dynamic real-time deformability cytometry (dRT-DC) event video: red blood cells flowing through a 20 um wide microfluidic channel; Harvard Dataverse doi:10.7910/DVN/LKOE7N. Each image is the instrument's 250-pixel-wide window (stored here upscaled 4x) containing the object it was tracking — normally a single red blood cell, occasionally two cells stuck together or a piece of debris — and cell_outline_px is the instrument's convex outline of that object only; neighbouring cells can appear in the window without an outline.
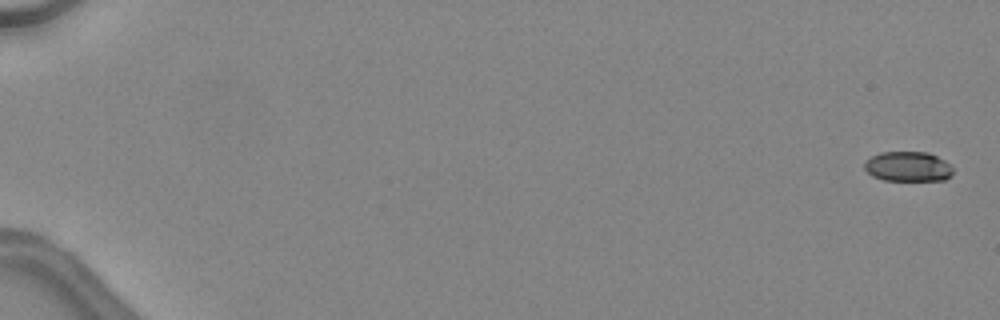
{"species": "common noctule bat (a hibernating species)", "species_latin": "Nyctalus noctula", "temperature_condition": "warm", "stored_images_in_passage": 48, "camera_frame_rate_fps": 3000, "um_per_image_px": 0.085, "animal": {"sex": "female", "body_mass_g": 24.6, "forearm_length_mm": 56.2}, "frame": {"image": 1, "passage_image": 1, "time_ms": 0.0, "image_size_px": [1000, 320], "cell_outline_px": [[952, 172], [944, 180], [884, 180], [872, 176], [864, 168], [864, 160], [880, 152], [928, 152], [944, 160], [952, 168]], "centroid_in_image_um": [77.13, 14.15], "position_along_channel_um": 7.9, "area_um2": 15.32}}
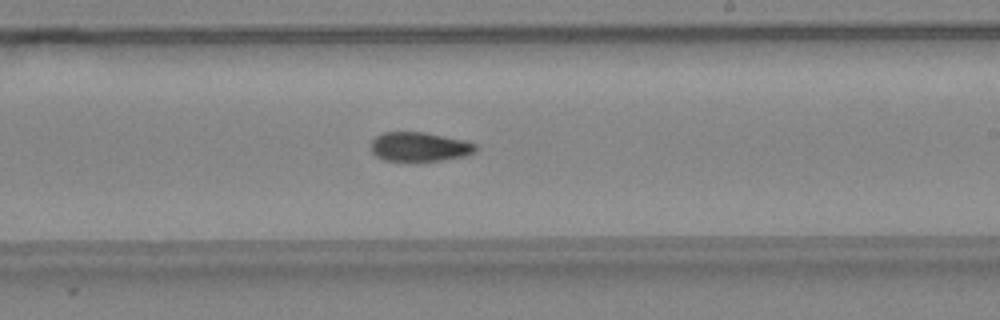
{"frame": {"image": 2, "passage_image": 31, "time_ms": 10.0, "image_size_px": [1000, 320], "cell_outline_px": [[476, 152], [464, 156], [440, 160], [384, 160], [376, 156], [372, 152], [372, 140], [376, 136], [384, 132], [424, 132], [464, 140], [476, 144]], "centroid_in_image_um": [35.66, 12.46], "position_along_channel_um": 253.3, "area_um2": 17.57}}
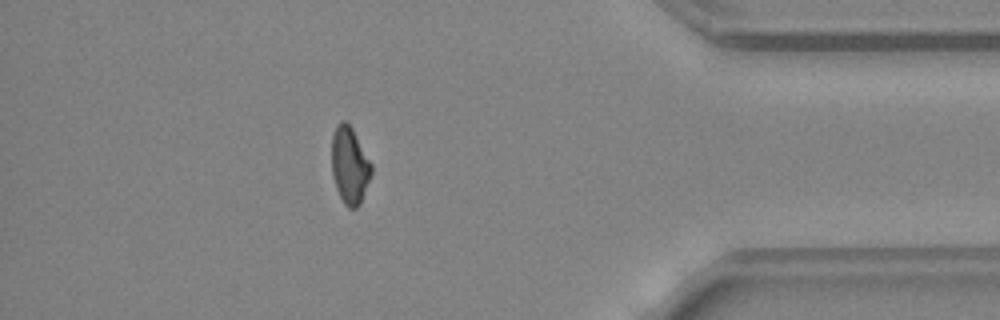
{"frame": {"image": 3, "passage_image": 43, "time_ms": 14.0, "image_size_px": [1000, 320], "cell_outline_px": [[372, 172], [360, 204], [356, 208], [348, 208], [344, 204], [336, 188], [332, 172], [332, 136], [336, 124], [340, 120], [344, 120], [352, 128], [372, 164]], "centroid_in_image_um": [29.71, 14.04], "position_along_channel_um": 405.5, "area_um2": 17.74}, "authors_computed_cell_mechanics": {"area_um2": 17.8602, "velocity_mm_per_s": 4.5682, "shape_relaxation_time_tau1_ms": null, "shape_relaxation_time_tau2_ms": 4.2149, "deformation_change_tau1": null, "deformation_change_tau2": 0.1207}}